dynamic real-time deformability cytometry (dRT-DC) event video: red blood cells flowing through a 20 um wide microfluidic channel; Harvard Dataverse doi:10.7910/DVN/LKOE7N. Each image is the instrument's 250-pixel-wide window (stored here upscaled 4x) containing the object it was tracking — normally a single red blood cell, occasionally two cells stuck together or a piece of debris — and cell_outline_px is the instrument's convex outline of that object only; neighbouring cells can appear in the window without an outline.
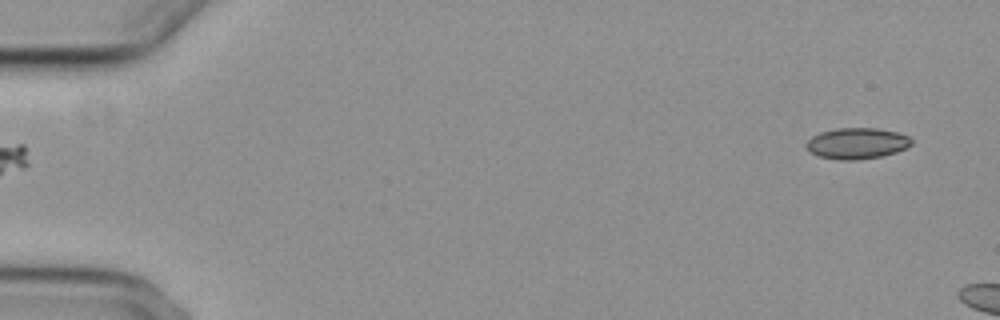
{"species": "common noctule bat (a hibernating species)", "species_latin": "Nyctalus noctula", "temperature_condition": "cold", "stored_images_in_passage": 5, "segment_of_instrument_passage": [2, 2], "camera_frame_rate_fps": 3000, "um_per_image_px": 0.085, "animal": {"sex": "female", "body_mass_g": 29.2, "forearm_length_mm": 56.3}, "frame": {"image": 1, "passage_image": 5, "time_ms": 5.667, "image_size_px": [1000, 320], "cell_outline_px": [[912, 144], [896, 152], [880, 156], [856, 160], [840, 160], [816, 156], [808, 152], [804, 144], [812, 136], [820, 132], [836, 128], [876, 128], [896, 132], [908, 136], [912, 140]], "centroid_in_image_um": [72.77, 12.19], "position_along_channel_um": 12.2, "area_um2": 19.13}}